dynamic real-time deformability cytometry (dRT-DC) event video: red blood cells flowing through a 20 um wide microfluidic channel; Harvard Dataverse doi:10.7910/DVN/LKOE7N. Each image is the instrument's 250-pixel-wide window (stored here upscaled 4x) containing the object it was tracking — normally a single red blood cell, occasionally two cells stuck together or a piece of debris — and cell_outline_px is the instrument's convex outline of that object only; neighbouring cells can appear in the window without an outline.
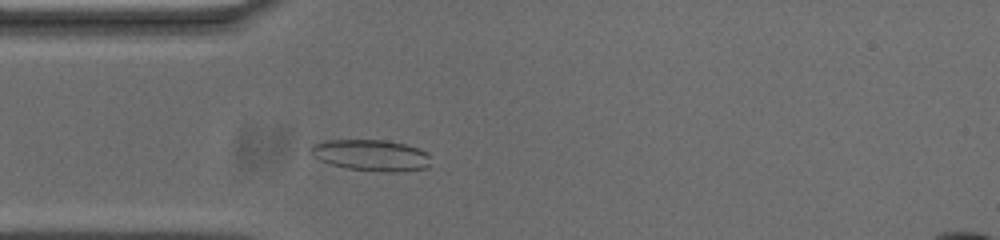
{"species": "common noctule bat (a hibernating species)", "species_latin": "Nyctalus noctula", "temperature_condition": "cold", "stored_images_in_passage": 49, "camera_frame_rate_fps": 3000, "um_per_image_px": 0.085, "animal": {"sex": "male", "body_mass_g": 20.0, "forearm_length_mm": 53.3}, "frame": {"image": 1, "passage_image": 9, "time_ms": 2.667, "image_size_px": [1000, 240], "cell_outline_px": [[428, 168], [396, 172], [388, 172], [348, 168], [332, 164], [320, 160], [312, 156], [308, 152], [308, 148], [312, 144], [324, 140], [388, 140], [420, 148], [428, 156]], "centroid_in_image_um": [31.48, 13.18], "position_along_channel_um": 53.5, "area_um2": 21.85}}
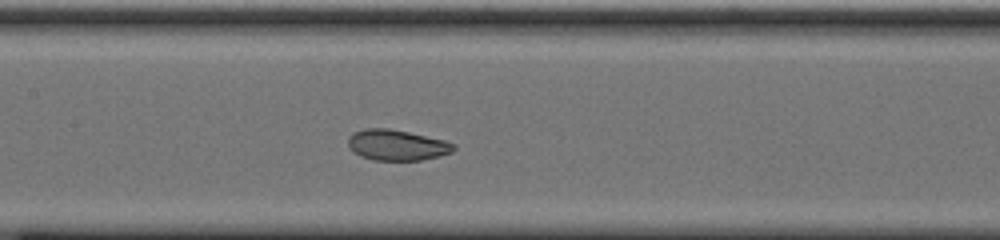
{"frame": {"image": 2, "passage_image": 19, "time_ms": 6.0, "image_size_px": [1000, 240], "cell_outline_px": [[456, 148], [452, 152], [440, 156], [420, 160], [372, 160], [360, 156], [352, 152], [348, 144], [348, 136], [352, 132], [364, 128], [388, 128], [408, 132], [444, 140], [456, 144]], "centroid_in_image_um": [33.71, 12.33], "position_along_channel_um": 173.7, "area_um2": 19.07}}
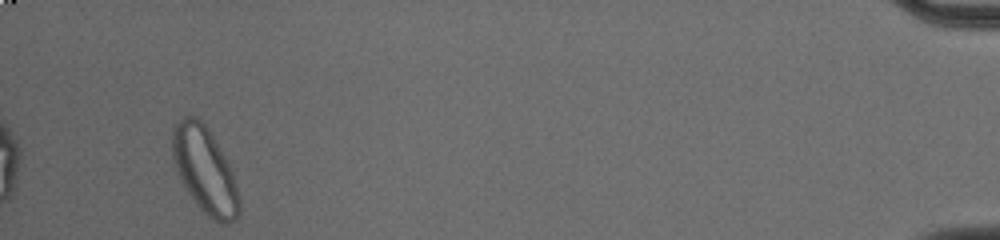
{"frame": {"image": 3, "passage_image": 46, "time_ms": 15.0, "image_size_px": [1000, 240], "cell_outline_px": [[240, 212], [236, 220], [228, 224], [220, 224], [212, 220], [200, 208], [188, 192], [180, 180], [176, 172], [172, 156], [172, 128], [184, 116], [192, 116], [200, 120], [204, 124], [212, 136], [224, 156], [232, 172], [240, 200]], "centroid_in_image_um": [17.4, 14.51], "position_along_channel_um": 417.8, "area_um2": 33.29}, "authors_computed_cell_mechanics": {"area_um2": 20.7502, "velocity_mm_per_s": 3.6691, "shape_relaxation_time_tau1_ms": 5.7633, "shape_relaxation_time_tau2_ms": 1.2339, "deformation_change_tau1": 0.1254, "deformation_change_tau2": 0.0555}}